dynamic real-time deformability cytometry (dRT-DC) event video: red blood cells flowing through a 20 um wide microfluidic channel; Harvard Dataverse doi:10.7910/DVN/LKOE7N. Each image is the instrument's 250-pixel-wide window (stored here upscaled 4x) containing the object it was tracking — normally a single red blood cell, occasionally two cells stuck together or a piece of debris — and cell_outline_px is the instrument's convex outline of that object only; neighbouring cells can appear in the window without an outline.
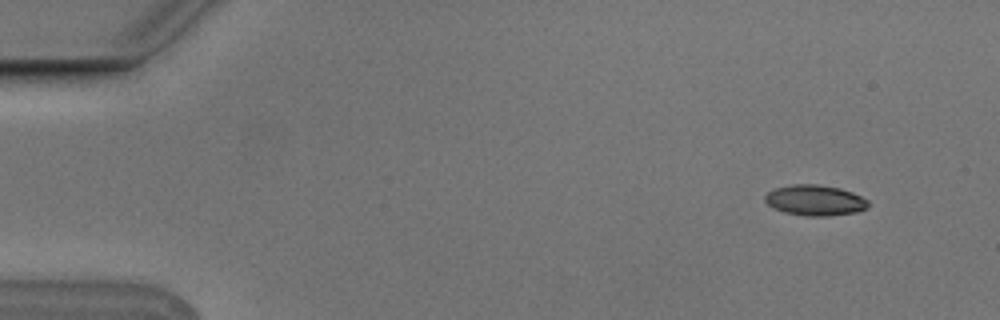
{"species": "Egyptian fruit bat (a non-hibernating species)", "species_latin": "Rousettus aegyptiacus", "temperature_condition": "cold", "stored_images_in_passage": 9, "camera_frame_rate_fps": 3000, "um_per_image_px": 0.085, "animal": {"sex": "male"}, "frame": {"image": 1, "passage_image": 1, "time_ms": 0.0, "image_size_px": [1000, 320], "cell_outline_px": [[868, 208], [856, 212], [828, 216], [804, 216], [784, 212], [768, 204], [764, 200], [764, 196], [768, 192], [776, 188], [792, 184], [816, 184], [840, 188], [852, 192], [868, 200]], "centroid_in_image_um": [69.28, 17.02], "position_along_channel_um": 15.7, "area_um2": 18.38}}
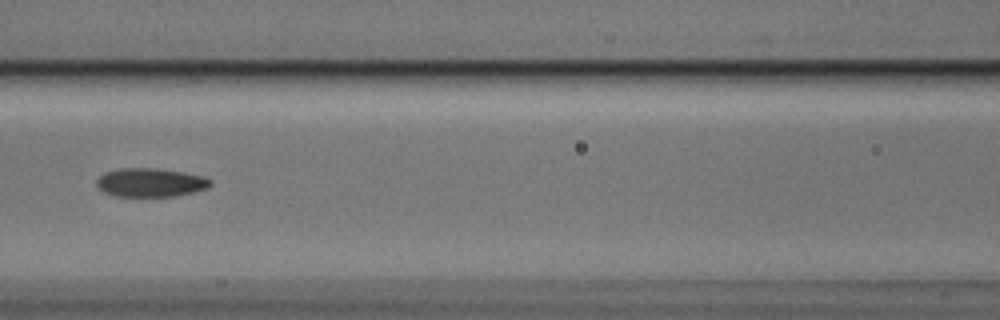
{"frame": {"image": 2, "passage_image": 6, "time_ms": 1.667, "image_size_px": [1000, 320], "cell_outline_px": [[212, 184], [208, 188], [176, 196], [112, 196], [104, 192], [96, 184], [96, 180], [104, 172], [124, 168], [152, 168], [180, 172], [204, 176], [212, 180]], "centroid_in_image_um": [12.79, 15.52], "position_along_channel_um": 153.8, "area_um2": 18.9}}
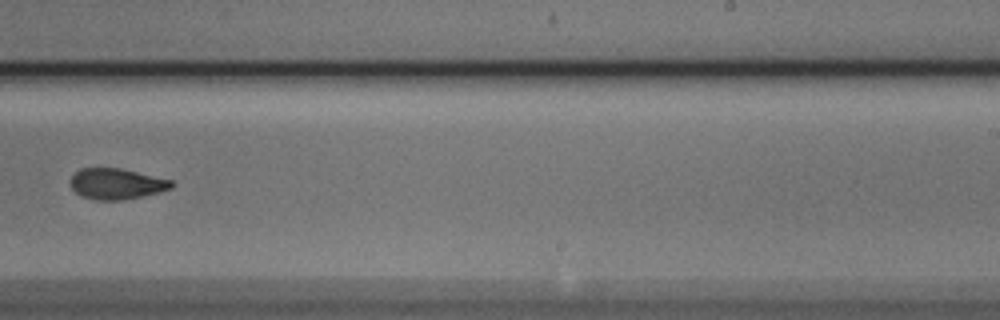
{"frame": {"image": 3, "passage_image": 9, "time_ms": 2.667, "image_size_px": [1000, 320], "cell_outline_px": [[176, 184], [172, 188], [124, 200], [96, 200], [80, 196], [72, 188], [72, 176], [80, 168], [120, 168], [172, 180]], "centroid_in_image_um": [9.91, 15.62], "position_along_channel_um": 279.1, "area_um2": 17.98}}